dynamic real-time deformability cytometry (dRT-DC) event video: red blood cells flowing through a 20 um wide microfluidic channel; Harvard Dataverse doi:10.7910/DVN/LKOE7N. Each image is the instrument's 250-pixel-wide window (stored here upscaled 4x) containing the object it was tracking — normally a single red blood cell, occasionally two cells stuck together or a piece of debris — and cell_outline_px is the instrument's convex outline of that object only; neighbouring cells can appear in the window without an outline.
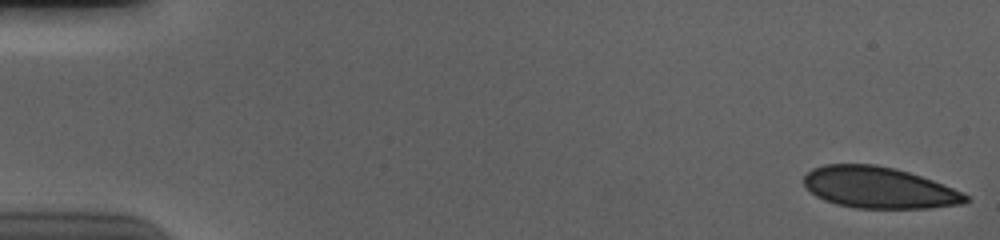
{"species": "human", "species_latin": "Homo sapiens", "temperature_condition": "cold", "stored_images_in_passage": 15, "camera_frame_rate_fps": 3000, "um_per_image_px": 0.085, "donor": {"sex": "male"}, "frame": {"image": 1, "passage_image": 1, "time_ms": 0.0, "image_size_px": [1000, 240], "cell_outline_px": [[972, 200], [964, 204], [928, 208], [856, 208], [836, 204], [824, 200], [816, 196], [804, 184], [804, 176], [812, 168], [824, 164], [876, 164], [896, 168], [932, 180], [952, 188], [968, 196]], "centroid_in_image_um": [74.7, 15.95], "position_along_channel_um": 10.3, "area_um2": 38.96}}